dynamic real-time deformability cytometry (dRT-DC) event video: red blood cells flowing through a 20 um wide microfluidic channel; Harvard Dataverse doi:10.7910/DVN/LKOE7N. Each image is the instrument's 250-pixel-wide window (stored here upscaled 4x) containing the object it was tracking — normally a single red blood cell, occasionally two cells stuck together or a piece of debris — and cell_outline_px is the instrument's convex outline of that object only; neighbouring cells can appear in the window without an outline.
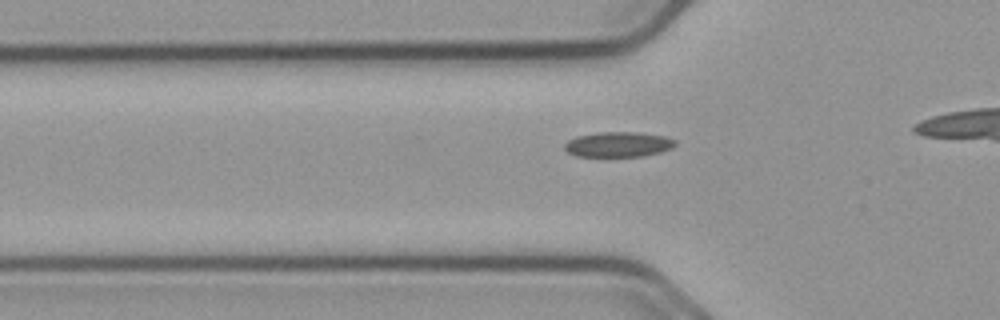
{"species": "common noctule bat (a hibernating species)", "species_latin": "Nyctalus noctula", "temperature_condition": "cold", "stored_images_in_passage": 15, "camera_frame_rate_fps": 3000, "um_per_image_px": 0.085, "animal": {"sex": "male", "body_mass_g": 23.1, "forearm_length_mm": 52.7}, "frame": {"image": 1, "passage_image": 9, "time_ms": 2.667, "image_size_px": [1000, 320], "cell_outline_px": [[676, 144], [672, 148], [660, 152], [644, 156], [576, 156], [568, 152], [564, 148], [564, 144], [568, 140], [576, 136], [600, 132], [636, 132], [664, 136], [676, 140]], "centroid_in_image_um": [52.55, 12.27], "position_along_channel_um": 73.2, "area_um2": 16.18}}
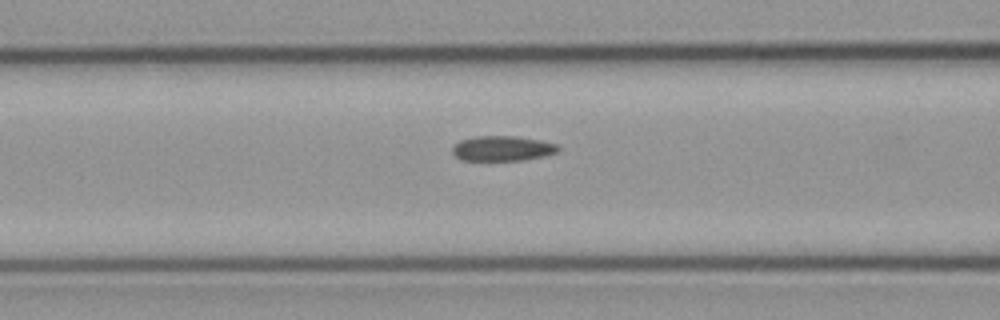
{"frame": {"image": 2, "passage_image": 13, "time_ms": 4.0, "image_size_px": [1000, 320], "cell_outline_px": [[560, 148], [556, 152], [544, 156], [524, 160], [460, 160], [452, 152], [452, 148], [460, 140], [476, 136], [516, 136], [540, 140], [556, 144]], "centroid_in_image_um": [42.7, 12.61], "position_along_channel_um": 123.9, "area_um2": 15.37}}